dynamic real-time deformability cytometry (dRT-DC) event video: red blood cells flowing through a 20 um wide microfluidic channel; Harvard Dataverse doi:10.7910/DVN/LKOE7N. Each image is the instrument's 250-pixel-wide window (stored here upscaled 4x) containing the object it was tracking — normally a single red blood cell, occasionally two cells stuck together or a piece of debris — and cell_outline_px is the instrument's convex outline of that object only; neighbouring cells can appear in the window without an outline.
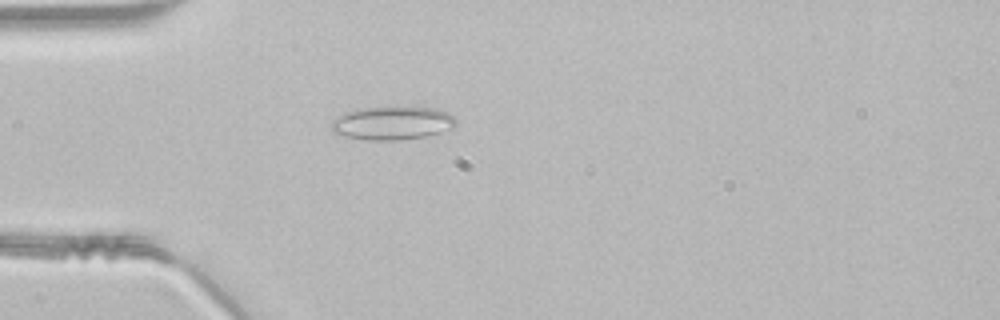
{"species": "common noctule bat (a hibernating species)", "species_latin": "Nyctalus noctula", "temperature_condition": "room temperature", "stored_images_in_passage": 31, "camera_frame_rate_fps": 3000, "um_per_image_px": 0.085, "animal": {"sex": "male", "body_mass_g": 21.5, "forearm_length_mm": 52.0}, "frame": {"image": 1, "passage_image": 1, "time_ms": 0.0, "image_size_px": [1000, 320], "cell_outline_px": [[456, 124], [452, 128], [440, 132], [424, 136], [396, 140], [368, 140], [344, 136], [332, 132], [332, 120], [344, 112], [360, 108], [432, 108], [444, 112], [452, 116], [456, 120]], "centroid_in_image_um": [33.29, 10.48], "position_along_channel_um": 51.7, "area_um2": 23.7}}
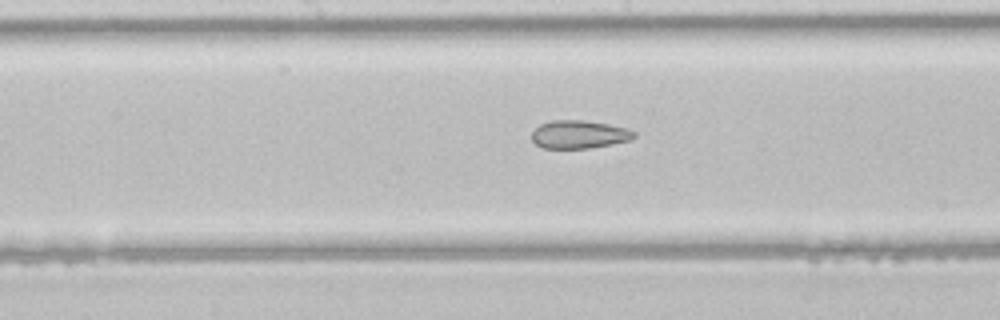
{"frame": {"image": 2, "passage_image": 12, "time_ms": 3.667, "image_size_px": [1000, 320], "cell_outline_px": [[636, 136], [632, 140], [612, 144], [588, 148], [540, 148], [532, 140], [532, 132], [540, 124], [552, 120], [584, 120], [608, 124], [628, 128], [636, 132]], "centroid_in_image_um": [49.25, 11.42], "position_along_channel_um": 199.0, "area_um2": 16.88}}
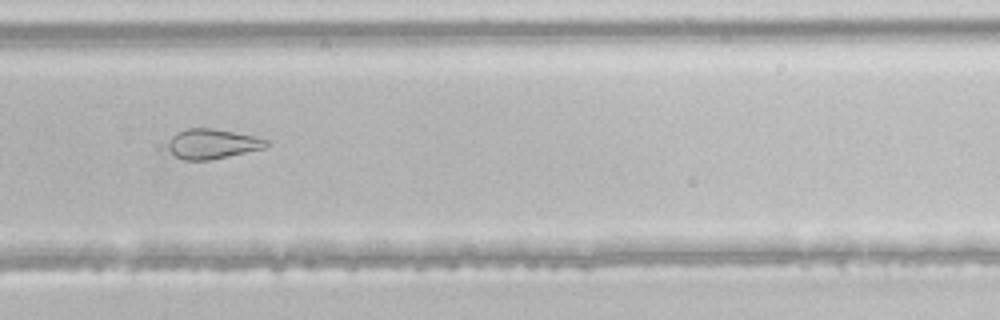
{"frame": {"image": 3, "passage_image": 20, "time_ms": 6.333, "image_size_px": [1000, 320], "cell_outline_px": [[268, 144], [264, 148], [228, 156], [208, 160], [184, 160], [176, 156], [168, 148], [168, 144], [172, 136], [176, 132], [188, 128], [212, 128], [252, 136], [268, 140]], "centroid_in_image_um": [18.02, 12.22], "position_along_channel_um": 311.8, "area_um2": 16.76}}